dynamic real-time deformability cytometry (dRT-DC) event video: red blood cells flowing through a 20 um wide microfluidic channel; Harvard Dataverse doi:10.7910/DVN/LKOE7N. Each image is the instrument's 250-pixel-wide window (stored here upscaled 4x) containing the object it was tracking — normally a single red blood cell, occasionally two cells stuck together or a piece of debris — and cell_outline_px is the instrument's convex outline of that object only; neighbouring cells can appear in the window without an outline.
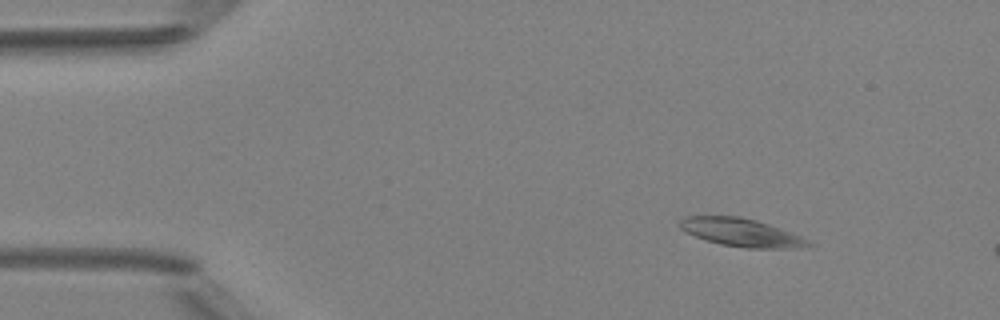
{"species": "Egyptian fruit bat (a non-hibernating species)", "species_latin": "Rousettus aegyptiacus", "temperature_condition": "room temperature", "stored_images_in_passage": 12, "camera_frame_rate_fps": 3000, "um_per_image_px": 0.085, "animal": {"sex": "female"}, "frame": {"image": 1, "passage_image": 6, "time_ms": 1.667, "image_size_px": [1000, 320], "cell_outline_px": [[816, 244], [808, 248], [748, 248], [720, 244], [696, 236], [680, 228], [676, 224], [684, 216], [740, 216], [756, 220], [780, 228], [800, 236]], "centroid_in_image_um": [63.05, 19.76], "position_along_channel_um": 22.0, "area_um2": 21.04}}